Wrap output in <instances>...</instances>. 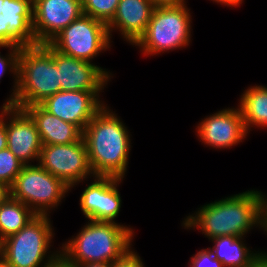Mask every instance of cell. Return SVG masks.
<instances>
[{
    "label": "cell",
    "mask_w": 267,
    "mask_h": 267,
    "mask_svg": "<svg viewBox=\"0 0 267 267\" xmlns=\"http://www.w3.org/2000/svg\"><path fill=\"white\" fill-rule=\"evenodd\" d=\"M184 218L186 229L198 228L212 240L221 236L244 237L254 226L262 228L261 191L248 190L203 205Z\"/></svg>",
    "instance_id": "1"
},
{
    "label": "cell",
    "mask_w": 267,
    "mask_h": 267,
    "mask_svg": "<svg viewBox=\"0 0 267 267\" xmlns=\"http://www.w3.org/2000/svg\"><path fill=\"white\" fill-rule=\"evenodd\" d=\"M94 176L124 178L130 153V134L113 111L104 107L86 125L82 135Z\"/></svg>",
    "instance_id": "2"
},
{
    "label": "cell",
    "mask_w": 267,
    "mask_h": 267,
    "mask_svg": "<svg viewBox=\"0 0 267 267\" xmlns=\"http://www.w3.org/2000/svg\"><path fill=\"white\" fill-rule=\"evenodd\" d=\"M132 227L110 221L90 220L75 238L62 244L60 256L70 265L113 263L132 250Z\"/></svg>",
    "instance_id": "3"
},
{
    "label": "cell",
    "mask_w": 267,
    "mask_h": 267,
    "mask_svg": "<svg viewBox=\"0 0 267 267\" xmlns=\"http://www.w3.org/2000/svg\"><path fill=\"white\" fill-rule=\"evenodd\" d=\"M61 91L55 49L49 44L23 46L18 60V86L13 106L25 109Z\"/></svg>",
    "instance_id": "4"
},
{
    "label": "cell",
    "mask_w": 267,
    "mask_h": 267,
    "mask_svg": "<svg viewBox=\"0 0 267 267\" xmlns=\"http://www.w3.org/2000/svg\"><path fill=\"white\" fill-rule=\"evenodd\" d=\"M48 216L36 215L19 232L0 242V259L8 267H49L60 257V251L47 255L54 237Z\"/></svg>",
    "instance_id": "5"
},
{
    "label": "cell",
    "mask_w": 267,
    "mask_h": 267,
    "mask_svg": "<svg viewBox=\"0 0 267 267\" xmlns=\"http://www.w3.org/2000/svg\"><path fill=\"white\" fill-rule=\"evenodd\" d=\"M191 19L186 5L155 7L144 34L134 45L139 46L145 55L188 46L191 41Z\"/></svg>",
    "instance_id": "6"
},
{
    "label": "cell",
    "mask_w": 267,
    "mask_h": 267,
    "mask_svg": "<svg viewBox=\"0 0 267 267\" xmlns=\"http://www.w3.org/2000/svg\"><path fill=\"white\" fill-rule=\"evenodd\" d=\"M71 188L39 164L24 165L10 187V196L28 206L36 215H49Z\"/></svg>",
    "instance_id": "7"
},
{
    "label": "cell",
    "mask_w": 267,
    "mask_h": 267,
    "mask_svg": "<svg viewBox=\"0 0 267 267\" xmlns=\"http://www.w3.org/2000/svg\"><path fill=\"white\" fill-rule=\"evenodd\" d=\"M110 41L107 24L83 14L49 44L64 55L92 63L91 59L111 47Z\"/></svg>",
    "instance_id": "8"
},
{
    "label": "cell",
    "mask_w": 267,
    "mask_h": 267,
    "mask_svg": "<svg viewBox=\"0 0 267 267\" xmlns=\"http://www.w3.org/2000/svg\"><path fill=\"white\" fill-rule=\"evenodd\" d=\"M37 163L70 188L94 177L83 137L70 144L42 145Z\"/></svg>",
    "instance_id": "9"
},
{
    "label": "cell",
    "mask_w": 267,
    "mask_h": 267,
    "mask_svg": "<svg viewBox=\"0 0 267 267\" xmlns=\"http://www.w3.org/2000/svg\"><path fill=\"white\" fill-rule=\"evenodd\" d=\"M83 15L80 0H33V33L36 45L49 43Z\"/></svg>",
    "instance_id": "10"
},
{
    "label": "cell",
    "mask_w": 267,
    "mask_h": 267,
    "mask_svg": "<svg viewBox=\"0 0 267 267\" xmlns=\"http://www.w3.org/2000/svg\"><path fill=\"white\" fill-rule=\"evenodd\" d=\"M100 92L102 91H59L40 105L50 114L76 125L83 132L105 105L99 98Z\"/></svg>",
    "instance_id": "11"
},
{
    "label": "cell",
    "mask_w": 267,
    "mask_h": 267,
    "mask_svg": "<svg viewBox=\"0 0 267 267\" xmlns=\"http://www.w3.org/2000/svg\"><path fill=\"white\" fill-rule=\"evenodd\" d=\"M5 116L7 148L24 165H31L34 160L39 161L42 143L30 114L25 109L5 105Z\"/></svg>",
    "instance_id": "12"
},
{
    "label": "cell",
    "mask_w": 267,
    "mask_h": 267,
    "mask_svg": "<svg viewBox=\"0 0 267 267\" xmlns=\"http://www.w3.org/2000/svg\"><path fill=\"white\" fill-rule=\"evenodd\" d=\"M33 0H0V46L36 45Z\"/></svg>",
    "instance_id": "13"
},
{
    "label": "cell",
    "mask_w": 267,
    "mask_h": 267,
    "mask_svg": "<svg viewBox=\"0 0 267 267\" xmlns=\"http://www.w3.org/2000/svg\"><path fill=\"white\" fill-rule=\"evenodd\" d=\"M197 126L200 141L216 149L235 146L248 134L239 107L218 111L204 118Z\"/></svg>",
    "instance_id": "14"
},
{
    "label": "cell",
    "mask_w": 267,
    "mask_h": 267,
    "mask_svg": "<svg viewBox=\"0 0 267 267\" xmlns=\"http://www.w3.org/2000/svg\"><path fill=\"white\" fill-rule=\"evenodd\" d=\"M61 91H102L111 79L110 72L93 63L55 50Z\"/></svg>",
    "instance_id": "15"
},
{
    "label": "cell",
    "mask_w": 267,
    "mask_h": 267,
    "mask_svg": "<svg viewBox=\"0 0 267 267\" xmlns=\"http://www.w3.org/2000/svg\"><path fill=\"white\" fill-rule=\"evenodd\" d=\"M155 6L150 0H120L113 19L107 24L110 39L113 30L134 45L144 34Z\"/></svg>",
    "instance_id": "16"
},
{
    "label": "cell",
    "mask_w": 267,
    "mask_h": 267,
    "mask_svg": "<svg viewBox=\"0 0 267 267\" xmlns=\"http://www.w3.org/2000/svg\"><path fill=\"white\" fill-rule=\"evenodd\" d=\"M25 110L37 126L42 145L70 144L82 138L83 132L76 125L50 114L40 104L28 106Z\"/></svg>",
    "instance_id": "17"
},
{
    "label": "cell",
    "mask_w": 267,
    "mask_h": 267,
    "mask_svg": "<svg viewBox=\"0 0 267 267\" xmlns=\"http://www.w3.org/2000/svg\"><path fill=\"white\" fill-rule=\"evenodd\" d=\"M215 244L209 249L223 267H254L263 252L253 251L243 243V237L221 236L212 239Z\"/></svg>",
    "instance_id": "18"
},
{
    "label": "cell",
    "mask_w": 267,
    "mask_h": 267,
    "mask_svg": "<svg viewBox=\"0 0 267 267\" xmlns=\"http://www.w3.org/2000/svg\"><path fill=\"white\" fill-rule=\"evenodd\" d=\"M247 133L250 128L267 127V87L251 86L245 90L238 105Z\"/></svg>",
    "instance_id": "19"
},
{
    "label": "cell",
    "mask_w": 267,
    "mask_h": 267,
    "mask_svg": "<svg viewBox=\"0 0 267 267\" xmlns=\"http://www.w3.org/2000/svg\"><path fill=\"white\" fill-rule=\"evenodd\" d=\"M35 216L28 206L9 196L0 203V242L19 232Z\"/></svg>",
    "instance_id": "20"
},
{
    "label": "cell",
    "mask_w": 267,
    "mask_h": 267,
    "mask_svg": "<svg viewBox=\"0 0 267 267\" xmlns=\"http://www.w3.org/2000/svg\"><path fill=\"white\" fill-rule=\"evenodd\" d=\"M122 178L102 176V202L100 207V221L114 222L121 208V197L117 189Z\"/></svg>",
    "instance_id": "21"
},
{
    "label": "cell",
    "mask_w": 267,
    "mask_h": 267,
    "mask_svg": "<svg viewBox=\"0 0 267 267\" xmlns=\"http://www.w3.org/2000/svg\"><path fill=\"white\" fill-rule=\"evenodd\" d=\"M94 182L89 184L80 196V208L88 220L100 221L102 202V176H94Z\"/></svg>",
    "instance_id": "22"
},
{
    "label": "cell",
    "mask_w": 267,
    "mask_h": 267,
    "mask_svg": "<svg viewBox=\"0 0 267 267\" xmlns=\"http://www.w3.org/2000/svg\"><path fill=\"white\" fill-rule=\"evenodd\" d=\"M83 14L108 24L114 17L120 0H80Z\"/></svg>",
    "instance_id": "23"
},
{
    "label": "cell",
    "mask_w": 267,
    "mask_h": 267,
    "mask_svg": "<svg viewBox=\"0 0 267 267\" xmlns=\"http://www.w3.org/2000/svg\"><path fill=\"white\" fill-rule=\"evenodd\" d=\"M24 164L8 149L0 151V181L11 187Z\"/></svg>",
    "instance_id": "24"
},
{
    "label": "cell",
    "mask_w": 267,
    "mask_h": 267,
    "mask_svg": "<svg viewBox=\"0 0 267 267\" xmlns=\"http://www.w3.org/2000/svg\"><path fill=\"white\" fill-rule=\"evenodd\" d=\"M10 49L9 53L5 56H1L0 52V79L2 78L3 74L6 73L7 70H10V72L13 73L14 79V88L11 96L7 99L6 103H3V105H13L14 104V98L18 86V60H19V54L21 51V47H15V46H0Z\"/></svg>",
    "instance_id": "25"
},
{
    "label": "cell",
    "mask_w": 267,
    "mask_h": 267,
    "mask_svg": "<svg viewBox=\"0 0 267 267\" xmlns=\"http://www.w3.org/2000/svg\"><path fill=\"white\" fill-rule=\"evenodd\" d=\"M190 267H223L222 262L216 259L209 249H201L190 259Z\"/></svg>",
    "instance_id": "26"
},
{
    "label": "cell",
    "mask_w": 267,
    "mask_h": 267,
    "mask_svg": "<svg viewBox=\"0 0 267 267\" xmlns=\"http://www.w3.org/2000/svg\"><path fill=\"white\" fill-rule=\"evenodd\" d=\"M112 267H144L137 252L130 250L123 258L112 263Z\"/></svg>",
    "instance_id": "27"
},
{
    "label": "cell",
    "mask_w": 267,
    "mask_h": 267,
    "mask_svg": "<svg viewBox=\"0 0 267 267\" xmlns=\"http://www.w3.org/2000/svg\"><path fill=\"white\" fill-rule=\"evenodd\" d=\"M0 151L7 148V132H6V120H5V105L0 108Z\"/></svg>",
    "instance_id": "28"
},
{
    "label": "cell",
    "mask_w": 267,
    "mask_h": 267,
    "mask_svg": "<svg viewBox=\"0 0 267 267\" xmlns=\"http://www.w3.org/2000/svg\"><path fill=\"white\" fill-rule=\"evenodd\" d=\"M155 7L186 5V0H150Z\"/></svg>",
    "instance_id": "29"
},
{
    "label": "cell",
    "mask_w": 267,
    "mask_h": 267,
    "mask_svg": "<svg viewBox=\"0 0 267 267\" xmlns=\"http://www.w3.org/2000/svg\"><path fill=\"white\" fill-rule=\"evenodd\" d=\"M262 200V229L267 233V196L261 192Z\"/></svg>",
    "instance_id": "30"
},
{
    "label": "cell",
    "mask_w": 267,
    "mask_h": 267,
    "mask_svg": "<svg viewBox=\"0 0 267 267\" xmlns=\"http://www.w3.org/2000/svg\"><path fill=\"white\" fill-rule=\"evenodd\" d=\"M10 196V187L0 181V203Z\"/></svg>",
    "instance_id": "31"
},
{
    "label": "cell",
    "mask_w": 267,
    "mask_h": 267,
    "mask_svg": "<svg viewBox=\"0 0 267 267\" xmlns=\"http://www.w3.org/2000/svg\"><path fill=\"white\" fill-rule=\"evenodd\" d=\"M75 267H112V263H104V262H87L84 264H79Z\"/></svg>",
    "instance_id": "32"
},
{
    "label": "cell",
    "mask_w": 267,
    "mask_h": 267,
    "mask_svg": "<svg viewBox=\"0 0 267 267\" xmlns=\"http://www.w3.org/2000/svg\"><path fill=\"white\" fill-rule=\"evenodd\" d=\"M216 3H220L221 5H227V6H230V7H236V6H239L243 0H212Z\"/></svg>",
    "instance_id": "33"
},
{
    "label": "cell",
    "mask_w": 267,
    "mask_h": 267,
    "mask_svg": "<svg viewBox=\"0 0 267 267\" xmlns=\"http://www.w3.org/2000/svg\"><path fill=\"white\" fill-rule=\"evenodd\" d=\"M254 267H267V252H263V254L257 259Z\"/></svg>",
    "instance_id": "34"
},
{
    "label": "cell",
    "mask_w": 267,
    "mask_h": 267,
    "mask_svg": "<svg viewBox=\"0 0 267 267\" xmlns=\"http://www.w3.org/2000/svg\"><path fill=\"white\" fill-rule=\"evenodd\" d=\"M49 267H75L70 264H68L61 256L52 263Z\"/></svg>",
    "instance_id": "35"
},
{
    "label": "cell",
    "mask_w": 267,
    "mask_h": 267,
    "mask_svg": "<svg viewBox=\"0 0 267 267\" xmlns=\"http://www.w3.org/2000/svg\"><path fill=\"white\" fill-rule=\"evenodd\" d=\"M0 267H8V266L0 259Z\"/></svg>",
    "instance_id": "36"
}]
</instances>
